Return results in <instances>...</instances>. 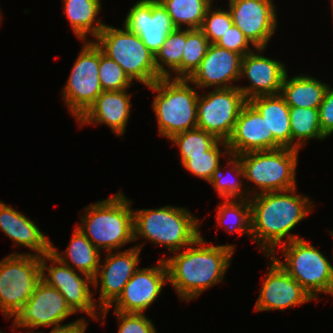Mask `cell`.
<instances>
[{
    "mask_svg": "<svg viewBox=\"0 0 333 333\" xmlns=\"http://www.w3.org/2000/svg\"><path fill=\"white\" fill-rule=\"evenodd\" d=\"M168 282L167 267L163 258L156 266L139 268L124 286L118 299L109 307L124 313H143L160 295Z\"/></svg>",
    "mask_w": 333,
    "mask_h": 333,
    "instance_id": "cell-16",
    "label": "cell"
},
{
    "mask_svg": "<svg viewBox=\"0 0 333 333\" xmlns=\"http://www.w3.org/2000/svg\"><path fill=\"white\" fill-rule=\"evenodd\" d=\"M227 145L230 155L236 156L272 150V134H268V125L249 102L242 107Z\"/></svg>",
    "mask_w": 333,
    "mask_h": 333,
    "instance_id": "cell-21",
    "label": "cell"
},
{
    "mask_svg": "<svg viewBox=\"0 0 333 333\" xmlns=\"http://www.w3.org/2000/svg\"><path fill=\"white\" fill-rule=\"evenodd\" d=\"M73 230L72 238L63 255L58 252L53 244H51V252L65 265L93 278L101 263L100 251L81 232L77 225Z\"/></svg>",
    "mask_w": 333,
    "mask_h": 333,
    "instance_id": "cell-25",
    "label": "cell"
},
{
    "mask_svg": "<svg viewBox=\"0 0 333 333\" xmlns=\"http://www.w3.org/2000/svg\"><path fill=\"white\" fill-rule=\"evenodd\" d=\"M209 40L200 29H186V43L181 58V79H188L205 57Z\"/></svg>",
    "mask_w": 333,
    "mask_h": 333,
    "instance_id": "cell-34",
    "label": "cell"
},
{
    "mask_svg": "<svg viewBox=\"0 0 333 333\" xmlns=\"http://www.w3.org/2000/svg\"><path fill=\"white\" fill-rule=\"evenodd\" d=\"M98 76L103 91L126 90L132 85V80L120 65L105 55L100 48Z\"/></svg>",
    "mask_w": 333,
    "mask_h": 333,
    "instance_id": "cell-36",
    "label": "cell"
},
{
    "mask_svg": "<svg viewBox=\"0 0 333 333\" xmlns=\"http://www.w3.org/2000/svg\"><path fill=\"white\" fill-rule=\"evenodd\" d=\"M188 79L160 78L148 86L157 94L152 103L159 134L168 140L174 135L197 128V89Z\"/></svg>",
    "mask_w": 333,
    "mask_h": 333,
    "instance_id": "cell-5",
    "label": "cell"
},
{
    "mask_svg": "<svg viewBox=\"0 0 333 333\" xmlns=\"http://www.w3.org/2000/svg\"><path fill=\"white\" fill-rule=\"evenodd\" d=\"M318 110L321 130L326 137H329L333 133V88L329 84Z\"/></svg>",
    "mask_w": 333,
    "mask_h": 333,
    "instance_id": "cell-40",
    "label": "cell"
},
{
    "mask_svg": "<svg viewBox=\"0 0 333 333\" xmlns=\"http://www.w3.org/2000/svg\"><path fill=\"white\" fill-rule=\"evenodd\" d=\"M256 50V52L247 53L241 63L240 79L245 76L250 83L249 86L237 87L247 101L257 96L280 94L287 73L286 66L281 61L258 54L265 48H256Z\"/></svg>",
    "mask_w": 333,
    "mask_h": 333,
    "instance_id": "cell-20",
    "label": "cell"
},
{
    "mask_svg": "<svg viewBox=\"0 0 333 333\" xmlns=\"http://www.w3.org/2000/svg\"><path fill=\"white\" fill-rule=\"evenodd\" d=\"M132 201L117 194L85 207L77 227L99 250L116 251L134 242Z\"/></svg>",
    "mask_w": 333,
    "mask_h": 333,
    "instance_id": "cell-3",
    "label": "cell"
},
{
    "mask_svg": "<svg viewBox=\"0 0 333 333\" xmlns=\"http://www.w3.org/2000/svg\"><path fill=\"white\" fill-rule=\"evenodd\" d=\"M216 215L218 225H222L227 232L247 234L251 237L249 199H224V202L219 204Z\"/></svg>",
    "mask_w": 333,
    "mask_h": 333,
    "instance_id": "cell-30",
    "label": "cell"
},
{
    "mask_svg": "<svg viewBox=\"0 0 333 333\" xmlns=\"http://www.w3.org/2000/svg\"><path fill=\"white\" fill-rule=\"evenodd\" d=\"M273 0H229L233 24L250 41L253 48H265L277 28Z\"/></svg>",
    "mask_w": 333,
    "mask_h": 333,
    "instance_id": "cell-15",
    "label": "cell"
},
{
    "mask_svg": "<svg viewBox=\"0 0 333 333\" xmlns=\"http://www.w3.org/2000/svg\"><path fill=\"white\" fill-rule=\"evenodd\" d=\"M75 312L63 295L54 287L40 280L23 308L13 318V329L59 326Z\"/></svg>",
    "mask_w": 333,
    "mask_h": 333,
    "instance_id": "cell-14",
    "label": "cell"
},
{
    "mask_svg": "<svg viewBox=\"0 0 333 333\" xmlns=\"http://www.w3.org/2000/svg\"><path fill=\"white\" fill-rule=\"evenodd\" d=\"M268 257L271 263L255 304L256 311L285 310L313 300L272 256Z\"/></svg>",
    "mask_w": 333,
    "mask_h": 333,
    "instance_id": "cell-18",
    "label": "cell"
},
{
    "mask_svg": "<svg viewBox=\"0 0 333 333\" xmlns=\"http://www.w3.org/2000/svg\"><path fill=\"white\" fill-rule=\"evenodd\" d=\"M142 246L143 243L122 252H106L104 263L99 265L96 275L92 278L93 287L98 289L100 285L98 307L101 312H98L102 315V321L106 318L109 307L118 299L124 286L139 269L137 265L140 262Z\"/></svg>",
    "mask_w": 333,
    "mask_h": 333,
    "instance_id": "cell-13",
    "label": "cell"
},
{
    "mask_svg": "<svg viewBox=\"0 0 333 333\" xmlns=\"http://www.w3.org/2000/svg\"><path fill=\"white\" fill-rule=\"evenodd\" d=\"M331 6H332V15H333V0H331Z\"/></svg>",
    "mask_w": 333,
    "mask_h": 333,
    "instance_id": "cell-43",
    "label": "cell"
},
{
    "mask_svg": "<svg viewBox=\"0 0 333 333\" xmlns=\"http://www.w3.org/2000/svg\"><path fill=\"white\" fill-rule=\"evenodd\" d=\"M291 149L300 150L311 139L323 140L318 108L290 107Z\"/></svg>",
    "mask_w": 333,
    "mask_h": 333,
    "instance_id": "cell-28",
    "label": "cell"
},
{
    "mask_svg": "<svg viewBox=\"0 0 333 333\" xmlns=\"http://www.w3.org/2000/svg\"><path fill=\"white\" fill-rule=\"evenodd\" d=\"M87 322L84 318H80L71 323L62 324L55 326L51 329L49 333H86ZM31 333H41V332H31Z\"/></svg>",
    "mask_w": 333,
    "mask_h": 333,
    "instance_id": "cell-41",
    "label": "cell"
},
{
    "mask_svg": "<svg viewBox=\"0 0 333 333\" xmlns=\"http://www.w3.org/2000/svg\"><path fill=\"white\" fill-rule=\"evenodd\" d=\"M169 140L179 148L182 165L190 156L206 155V151L218 141L214 135L199 128L178 133Z\"/></svg>",
    "mask_w": 333,
    "mask_h": 333,
    "instance_id": "cell-33",
    "label": "cell"
},
{
    "mask_svg": "<svg viewBox=\"0 0 333 333\" xmlns=\"http://www.w3.org/2000/svg\"><path fill=\"white\" fill-rule=\"evenodd\" d=\"M176 28L200 29L205 13L211 5L206 0H159Z\"/></svg>",
    "mask_w": 333,
    "mask_h": 333,
    "instance_id": "cell-31",
    "label": "cell"
},
{
    "mask_svg": "<svg viewBox=\"0 0 333 333\" xmlns=\"http://www.w3.org/2000/svg\"><path fill=\"white\" fill-rule=\"evenodd\" d=\"M131 97L127 90L103 91L77 122L82 126L106 124L116 135L123 136L130 117Z\"/></svg>",
    "mask_w": 333,
    "mask_h": 333,
    "instance_id": "cell-22",
    "label": "cell"
},
{
    "mask_svg": "<svg viewBox=\"0 0 333 333\" xmlns=\"http://www.w3.org/2000/svg\"><path fill=\"white\" fill-rule=\"evenodd\" d=\"M296 188L287 191L267 192L250 196L251 238L260 249L271 256L279 245L302 237L291 233L311 211V200L295 194ZM287 237V239H283Z\"/></svg>",
    "mask_w": 333,
    "mask_h": 333,
    "instance_id": "cell-1",
    "label": "cell"
},
{
    "mask_svg": "<svg viewBox=\"0 0 333 333\" xmlns=\"http://www.w3.org/2000/svg\"><path fill=\"white\" fill-rule=\"evenodd\" d=\"M265 119L272 134V149L291 148L290 107L280 94L262 95L248 101Z\"/></svg>",
    "mask_w": 333,
    "mask_h": 333,
    "instance_id": "cell-24",
    "label": "cell"
},
{
    "mask_svg": "<svg viewBox=\"0 0 333 333\" xmlns=\"http://www.w3.org/2000/svg\"><path fill=\"white\" fill-rule=\"evenodd\" d=\"M64 13L68 18L75 35L84 42L87 35L94 38L101 32L106 24L97 15L101 11L100 0H63Z\"/></svg>",
    "mask_w": 333,
    "mask_h": 333,
    "instance_id": "cell-27",
    "label": "cell"
},
{
    "mask_svg": "<svg viewBox=\"0 0 333 333\" xmlns=\"http://www.w3.org/2000/svg\"><path fill=\"white\" fill-rule=\"evenodd\" d=\"M298 152L299 150L280 147L238 155L245 180L253 182L261 190L252 189V195L297 188L295 174Z\"/></svg>",
    "mask_w": 333,
    "mask_h": 333,
    "instance_id": "cell-7",
    "label": "cell"
},
{
    "mask_svg": "<svg viewBox=\"0 0 333 333\" xmlns=\"http://www.w3.org/2000/svg\"><path fill=\"white\" fill-rule=\"evenodd\" d=\"M284 262L271 256L293 277L313 300L318 293L333 295V266L323 253L305 239H295L280 246Z\"/></svg>",
    "mask_w": 333,
    "mask_h": 333,
    "instance_id": "cell-8",
    "label": "cell"
},
{
    "mask_svg": "<svg viewBox=\"0 0 333 333\" xmlns=\"http://www.w3.org/2000/svg\"><path fill=\"white\" fill-rule=\"evenodd\" d=\"M242 58L234 51L210 44L201 64L188 80L197 89L237 87L233 83L240 80Z\"/></svg>",
    "mask_w": 333,
    "mask_h": 333,
    "instance_id": "cell-19",
    "label": "cell"
},
{
    "mask_svg": "<svg viewBox=\"0 0 333 333\" xmlns=\"http://www.w3.org/2000/svg\"><path fill=\"white\" fill-rule=\"evenodd\" d=\"M62 97L71 115L78 120L103 92L100 85L99 47L94 41H86L78 53Z\"/></svg>",
    "mask_w": 333,
    "mask_h": 333,
    "instance_id": "cell-10",
    "label": "cell"
},
{
    "mask_svg": "<svg viewBox=\"0 0 333 333\" xmlns=\"http://www.w3.org/2000/svg\"><path fill=\"white\" fill-rule=\"evenodd\" d=\"M48 261L52 262L50 266L47 264ZM40 270L41 280L57 289L75 313L84 312L89 317L99 320L96 312L98 302L94 301L89 286L93 284V279L89 275L82 272L78 274L79 271L62 263L52 252L40 257Z\"/></svg>",
    "mask_w": 333,
    "mask_h": 333,
    "instance_id": "cell-11",
    "label": "cell"
},
{
    "mask_svg": "<svg viewBox=\"0 0 333 333\" xmlns=\"http://www.w3.org/2000/svg\"><path fill=\"white\" fill-rule=\"evenodd\" d=\"M200 222L187 208L163 206L133 211L134 241L145 238L171 253L185 249L201 236Z\"/></svg>",
    "mask_w": 333,
    "mask_h": 333,
    "instance_id": "cell-4",
    "label": "cell"
},
{
    "mask_svg": "<svg viewBox=\"0 0 333 333\" xmlns=\"http://www.w3.org/2000/svg\"><path fill=\"white\" fill-rule=\"evenodd\" d=\"M140 1H159V0H140Z\"/></svg>",
    "mask_w": 333,
    "mask_h": 333,
    "instance_id": "cell-44",
    "label": "cell"
},
{
    "mask_svg": "<svg viewBox=\"0 0 333 333\" xmlns=\"http://www.w3.org/2000/svg\"><path fill=\"white\" fill-rule=\"evenodd\" d=\"M120 323L117 333H156L151 319L143 313L114 311Z\"/></svg>",
    "mask_w": 333,
    "mask_h": 333,
    "instance_id": "cell-38",
    "label": "cell"
},
{
    "mask_svg": "<svg viewBox=\"0 0 333 333\" xmlns=\"http://www.w3.org/2000/svg\"><path fill=\"white\" fill-rule=\"evenodd\" d=\"M328 85L303 74L288 78L286 73L280 95L289 107L319 108Z\"/></svg>",
    "mask_w": 333,
    "mask_h": 333,
    "instance_id": "cell-26",
    "label": "cell"
},
{
    "mask_svg": "<svg viewBox=\"0 0 333 333\" xmlns=\"http://www.w3.org/2000/svg\"><path fill=\"white\" fill-rule=\"evenodd\" d=\"M207 2H209L211 5H213V0H206Z\"/></svg>",
    "mask_w": 333,
    "mask_h": 333,
    "instance_id": "cell-42",
    "label": "cell"
},
{
    "mask_svg": "<svg viewBox=\"0 0 333 333\" xmlns=\"http://www.w3.org/2000/svg\"><path fill=\"white\" fill-rule=\"evenodd\" d=\"M219 47L234 51L243 57L252 52L250 41L244 36V33L234 24L227 30L222 37L215 43Z\"/></svg>",
    "mask_w": 333,
    "mask_h": 333,
    "instance_id": "cell-39",
    "label": "cell"
},
{
    "mask_svg": "<svg viewBox=\"0 0 333 333\" xmlns=\"http://www.w3.org/2000/svg\"><path fill=\"white\" fill-rule=\"evenodd\" d=\"M40 280V256L14 252L0 261V311L4 317L16 316Z\"/></svg>",
    "mask_w": 333,
    "mask_h": 333,
    "instance_id": "cell-9",
    "label": "cell"
},
{
    "mask_svg": "<svg viewBox=\"0 0 333 333\" xmlns=\"http://www.w3.org/2000/svg\"><path fill=\"white\" fill-rule=\"evenodd\" d=\"M248 101L238 87L217 88L197 100V128L226 141L231 136L237 117Z\"/></svg>",
    "mask_w": 333,
    "mask_h": 333,
    "instance_id": "cell-12",
    "label": "cell"
},
{
    "mask_svg": "<svg viewBox=\"0 0 333 333\" xmlns=\"http://www.w3.org/2000/svg\"><path fill=\"white\" fill-rule=\"evenodd\" d=\"M231 156V157H230ZM227 166H231L230 171L235 173V179L224 178L219 167L213 172V175L208 183H210L217 191L219 197L224 199H249L251 190H241L243 186L244 170L241 161L236 155L228 156ZM230 176V175H229ZM238 176V177H237ZM242 180H240L241 178ZM234 178V177H233ZM239 179V180H238ZM248 191V192H247ZM250 191V193H249Z\"/></svg>",
    "mask_w": 333,
    "mask_h": 333,
    "instance_id": "cell-32",
    "label": "cell"
},
{
    "mask_svg": "<svg viewBox=\"0 0 333 333\" xmlns=\"http://www.w3.org/2000/svg\"><path fill=\"white\" fill-rule=\"evenodd\" d=\"M225 148V151H220V146ZM223 152V153H222ZM227 158L230 153L226 141L218 140L208 151L206 155L190 156V158L182 165L194 176L200 177L207 182L210 181L213 172L220 165V157Z\"/></svg>",
    "mask_w": 333,
    "mask_h": 333,
    "instance_id": "cell-35",
    "label": "cell"
},
{
    "mask_svg": "<svg viewBox=\"0 0 333 333\" xmlns=\"http://www.w3.org/2000/svg\"><path fill=\"white\" fill-rule=\"evenodd\" d=\"M212 6L208 7L200 30L210 44H215L233 25V20L229 10H223L222 8L213 10Z\"/></svg>",
    "mask_w": 333,
    "mask_h": 333,
    "instance_id": "cell-37",
    "label": "cell"
},
{
    "mask_svg": "<svg viewBox=\"0 0 333 333\" xmlns=\"http://www.w3.org/2000/svg\"><path fill=\"white\" fill-rule=\"evenodd\" d=\"M139 35L146 47L155 55L174 25L167 10L159 1H138L125 17L124 25Z\"/></svg>",
    "mask_w": 333,
    "mask_h": 333,
    "instance_id": "cell-17",
    "label": "cell"
},
{
    "mask_svg": "<svg viewBox=\"0 0 333 333\" xmlns=\"http://www.w3.org/2000/svg\"><path fill=\"white\" fill-rule=\"evenodd\" d=\"M95 44L109 58L117 62L132 81L152 85L162 78L155 66V55L138 34L108 24L95 38Z\"/></svg>",
    "mask_w": 333,
    "mask_h": 333,
    "instance_id": "cell-6",
    "label": "cell"
},
{
    "mask_svg": "<svg viewBox=\"0 0 333 333\" xmlns=\"http://www.w3.org/2000/svg\"><path fill=\"white\" fill-rule=\"evenodd\" d=\"M0 230L15 242V247H27L40 257L51 252L52 243L48 236L31 219L1 201Z\"/></svg>",
    "mask_w": 333,
    "mask_h": 333,
    "instance_id": "cell-23",
    "label": "cell"
},
{
    "mask_svg": "<svg viewBox=\"0 0 333 333\" xmlns=\"http://www.w3.org/2000/svg\"><path fill=\"white\" fill-rule=\"evenodd\" d=\"M185 43L186 29L177 28L167 35L163 45L155 54V66L162 78L181 79V58ZM170 71L177 75L173 77Z\"/></svg>",
    "mask_w": 333,
    "mask_h": 333,
    "instance_id": "cell-29",
    "label": "cell"
},
{
    "mask_svg": "<svg viewBox=\"0 0 333 333\" xmlns=\"http://www.w3.org/2000/svg\"><path fill=\"white\" fill-rule=\"evenodd\" d=\"M234 247L232 244H208L201 235L186 250L173 252L175 255L165 258L168 282L173 285L179 299L191 301L216 283H222Z\"/></svg>",
    "mask_w": 333,
    "mask_h": 333,
    "instance_id": "cell-2",
    "label": "cell"
}]
</instances>
